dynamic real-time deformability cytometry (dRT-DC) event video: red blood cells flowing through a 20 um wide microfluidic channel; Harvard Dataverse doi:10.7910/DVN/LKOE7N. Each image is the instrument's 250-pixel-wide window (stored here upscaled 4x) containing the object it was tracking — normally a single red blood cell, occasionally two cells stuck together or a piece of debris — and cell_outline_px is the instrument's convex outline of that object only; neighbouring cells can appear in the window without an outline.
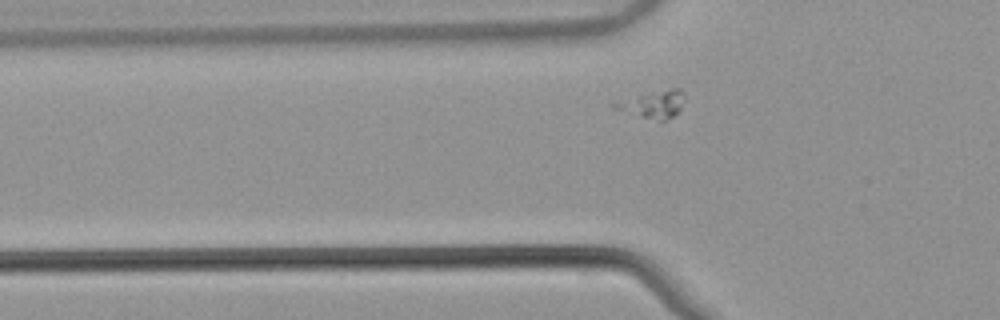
{"species": "common noctule bat (a hibernating species)", "species_latin": "Nyctalus noctula", "temperature_condition": "warm", "stored_images_in_passage": 35, "segment_of_instrument_passage": [1, 2], "camera_frame_rate_fps": 3000, "um_per_image_px": 0.085, "animal": {"sex": "male", "body_mass_g": 21.5, "forearm_length_mm": 52.0}, "frame": {"image": 1, "passage_image": 5, "time_ms": 1.333, "image_size_px": [1000, 320], "cell_outline_px": [[684, 100], [680, 112], [660, 124], [612, 108], [612, 104], [616, 100], [652, 92], [672, 88], [680, 88], [684, 92]], "centroid_in_image_um": [55.51, 8.91], "position_along_channel_um": 70.3, "area_um2": 11.73}}
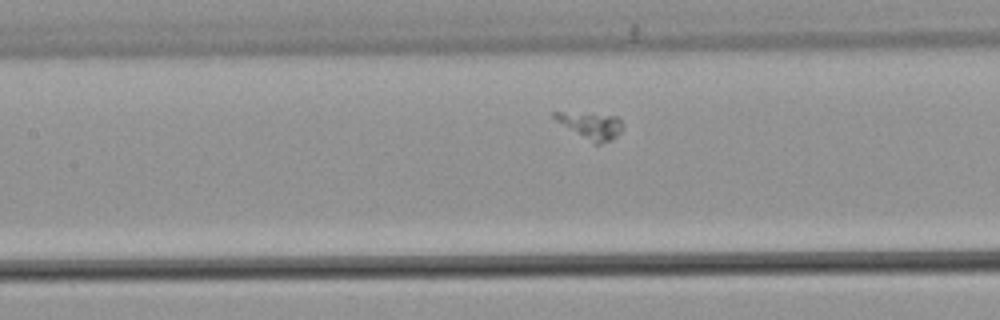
{"frame": {"image": 2, "passage_image": 12, "time_ms": 3.667, "image_size_px": [1000, 320], "cell_outline_px": [[624, 124], [620, 132], [612, 140], [600, 144], [592, 144], [556, 120], [552, 116], [552, 112], [564, 112], [616, 116]], "centroid_in_image_um": [50.24, 10.7], "position_along_channel_um": 157.2, "area_um2": 10.46}}
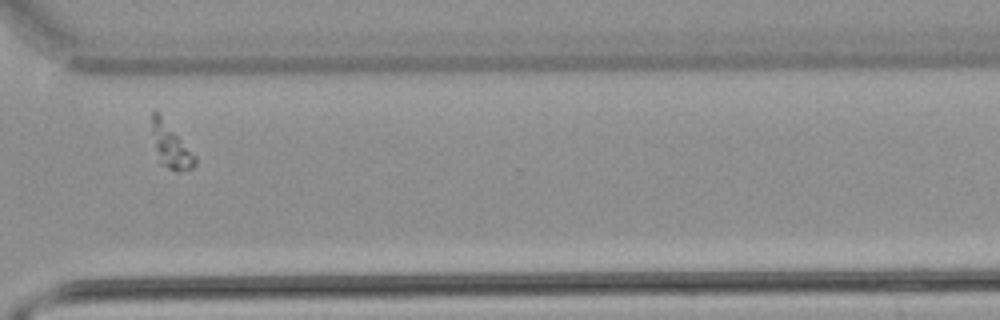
{"frame": {"image": 3, "passage_image": 28, "time_ms": 9.0, "image_size_px": [1000, 320], "cell_outline_px": [[196, 164], [192, 168], [180, 172], [176, 172], [160, 164], [156, 160], [152, 132], [152, 112], [156, 108], [160, 112], [196, 156]], "centroid_in_image_um": [14.49, 12.38], "position_along_channel_um": 356.1, "area_um2": 11.62}}